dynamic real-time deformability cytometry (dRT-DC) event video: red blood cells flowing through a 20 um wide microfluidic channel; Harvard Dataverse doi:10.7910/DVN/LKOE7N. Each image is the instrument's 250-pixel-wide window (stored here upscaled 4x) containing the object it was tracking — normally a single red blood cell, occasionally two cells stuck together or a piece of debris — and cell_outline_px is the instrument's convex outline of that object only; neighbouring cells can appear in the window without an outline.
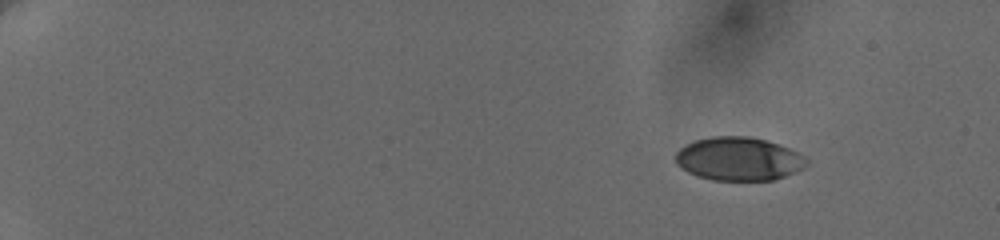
{"species": "human", "species_latin": "Homo sapiens", "temperature_condition": "cold", "stored_images_in_passage": 45, "camera_frame_rate_fps": 3000, "um_per_image_px": 0.085, "donor": {"sex": "female"}, "frame": {"image": 1, "passage_image": 1, "time_ms": 0.0, "image_size_px": [1000, 240], "cell_outline_px": [[808, 164], [804, 168], [784, 176], [772, 180], [712, 180], [696, 176], [680, 168], [676, 164], [676, 152], [684, 144], [696, 140], [712, 136], [748, 136], [768, 140], [788, 148], [804, 156], [808, 160]], "centroid_in_image_um": [62.77, 13.5], "position_along_channel_um": 22.2, "area_um2": 33.29}}
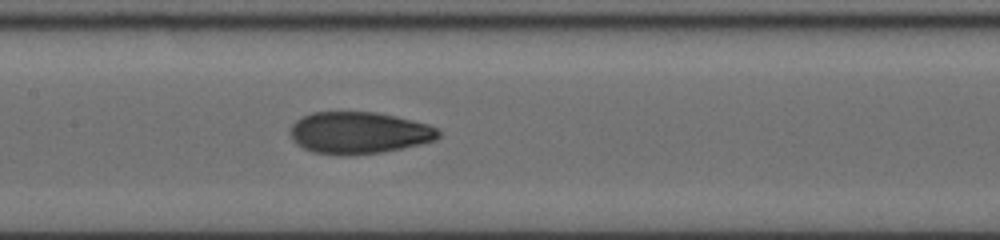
{"frame": {"image": 2, "passage_image": 24, "time_ms": 8.333, "image_size_px": [1000, 240], "cell_outline_px": [[440, 136], [436, 140], [420, 144], [384, 152], [348, 156], [344, 156], [312, 152], [296, 144], [292, 140], [288, 132], [292, 124], [296, 120], [312, 112], [376, 112], [396, 116], [428, 124], [436, 128], [440, 132]], "centroid_in_image_um": [30.48, 11.3], "position_along_channel_um": 176.9, "area_um2": 36.53}}
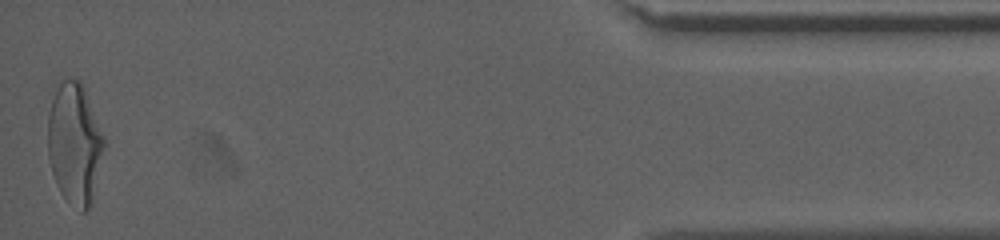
{"frame": {"image": 3, "passage_image": 45, "time_ms": 17.0, "image_size_px": [1000, 240], "cell_outline_px": [[104, 144], [88, 208], [84, 212], [80, 212], [60, 192], [56, 184], [52, 172], [48, 156], [48, 112], [52, 100], [60, 84], [68, 76], [80, 80], [84, 88], [104, 136]], "centroid_in_image_um": [6.3, 12.15], "position_along_channel_um": 428.9, "area_um2": 38.67}, "authors_computed_cell_mechanics": {"area_um2": 35.7204, "velocity_mm_per_s": 3.6502, "shape_relaxation_time_tau1_ms": 4.1446, "shape_relaxation_time_tau2_ms": 1.4597, "deformation_change_tau1": 0.1779, "deformation_change_tau2": 0.0723}}